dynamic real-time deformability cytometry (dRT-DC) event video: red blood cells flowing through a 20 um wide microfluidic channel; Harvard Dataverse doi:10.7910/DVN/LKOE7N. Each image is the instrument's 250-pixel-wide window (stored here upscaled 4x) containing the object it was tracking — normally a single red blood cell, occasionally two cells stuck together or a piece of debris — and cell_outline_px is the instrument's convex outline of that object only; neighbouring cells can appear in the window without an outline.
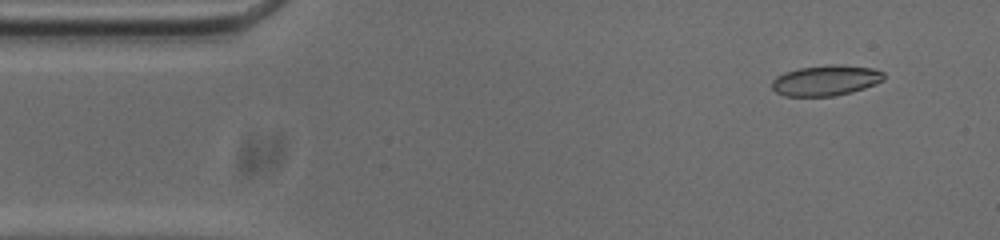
{"species": "common noctule bat (a hibernating species)", "species_latin": "Nyctalus noctula", "temperature_condition": "cold", "stored_images_in_passage": 53, "camera_frame_rate_fps": 3000, "um_per_image_px": 0.085, "animal": {"sex": "male", "body_mass_g": 20.0, "forearm_length_mm": 53.3}, "frame": {"image": 1, "passage_image": 4, "time_ms": 1.0, "image_size_px": [1000, 240], "cell_outline_px": [[884, 80], [864, 88], [852, 92], [832, 96], [784, 96], [776, 92], [772, 88], [772, 80], [776, 76], [784, 72], [800, 68], [828, 64], [840, 64], [872, 68], [884, 72]], "centroid_in_image_um": [70.18, 6.83], "position_along_channel_um": 14.8, "area_um2": 20.0}}
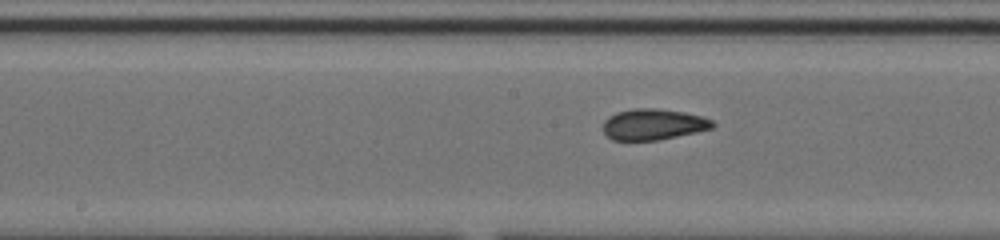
{"frame": {"image": 2, "passage_image": 25, "time_ms": 8.0, "image_size_px": [1000, 240], "cell_outline_px": [[716, 124], [712, 128], [696, 132], [660, 140], [612, 140], [604, 132], [604, 120], [608, 116], [616, 112], [632, 108], [656, 108], [684, 112], [700, 116], [712, 120]], "centroid_in_image_um": [55.52, 10.56], "position_along_channel_um": 192.7, "area_um2": 19.83}}
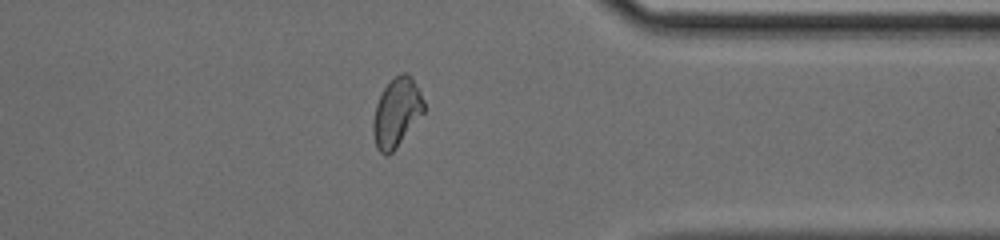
{"frame": {"image": 3, "passage_image": 41, "time_ms": 13.333, "image_size_px": [1000, 240], "cell_outline_px": [[424, 112], [396, 148], [388, 156], [384, 156], [376, 148], [372, 132], [372, 124], [376, 104], [384, 88], [400, 72], [408, 72], [412, 76], [424, 100]], "centroid_in_image_um": [33.7, 9.57], "position_along_channel_um": 377.7, "area_um2": 20.4}, "authors_computed_cell_mechanics": {"area_um2": 19.8832, "velocity_mm_per_s": 3.7388, "shape_relaxation_time_tau1_ms": null, "shape_relaxation_time_tau2_ms": 2.184, "deformation_change_tau1": null, "deformation_change_tau2": 0.0748}}